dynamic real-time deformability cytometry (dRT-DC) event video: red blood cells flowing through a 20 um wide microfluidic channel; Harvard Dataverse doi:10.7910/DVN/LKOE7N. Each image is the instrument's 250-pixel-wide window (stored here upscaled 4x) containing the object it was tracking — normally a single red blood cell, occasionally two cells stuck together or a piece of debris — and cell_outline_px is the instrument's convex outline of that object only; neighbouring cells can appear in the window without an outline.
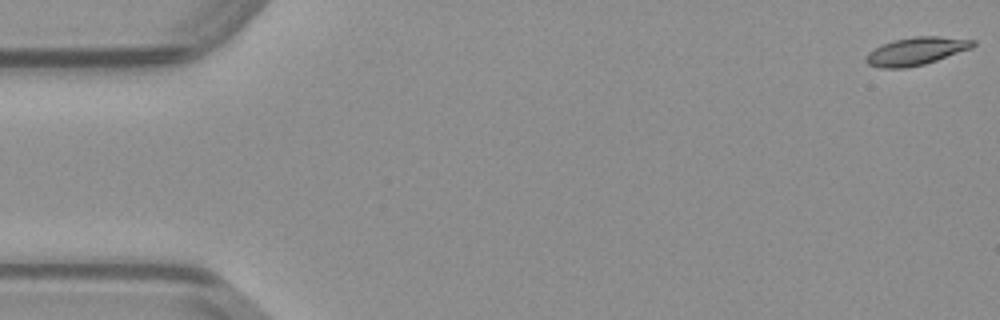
{"species": "common noctule bat (a hibernating species)", "species_latin": "Nyctalus noctula", "temperature_condition": "warm", "stored_images_in_passage": 50, "camera_frame_rate_fps": 3000, "um_per_image_px": 0.085, "animal": {"sex": "male", "body_mass_g": 23.1, "forearm_length_mm": 52.7}, "frame": {"image": 1, "passage_image": 1, "time_ms": 0.0, "image_size_px": [1000, 320], "cell_outline_px": [[976, 44], [972, 48], [924, 64], [904, 68], [880, 68], [868, 64], [864, 60], [868, 52], [884, 44], [896, 40], [916, 36], [940, 36], [976, 40]], "centroid_in_image_um": [77.89, 4.35], "position_along_channel_um": 7.1, "area_um2": 17.17}}
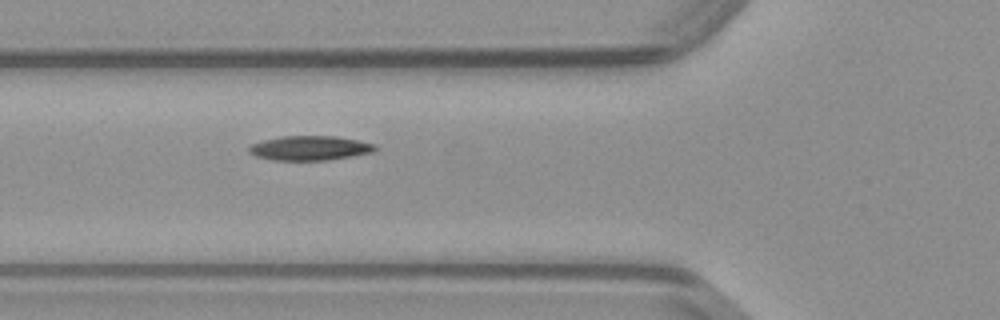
{"frame": {"image": 2, "passage_image": 18, "time_ms": 5.667, "image_size_px": [1000, 320], "cell_outline_px": [[376, 148], [372, 152], [352, 156], [328, 160], [272, 160], [256, 156], [248, 152], [248, 148], [252, 144], [264, 140], [280, 136], [336, 136], [376, 144]], "centroid_in_image_um": [26.32, 12.58], "position_along_channel_um": 99.5, "area_um2": 17.92}}
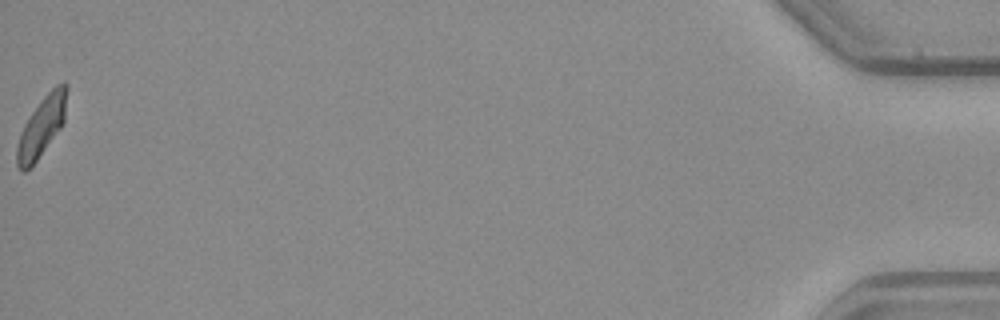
{"frame": {"image": 3, "passage_image": 50, "time_ms": 16.333, "image_size_px": [1000, 320], "cell_outline_px": [[68, 88], [64, 120], [60, 128], [36, 160], [24, 172], [20, 172], [16, 164], [16, 148], [20, 132], [24, 124], [40, 100], [56, 84], [64, 80], [68, 84]], "centroid_in_image_um": [3.54, 10.71], "position_along_channel_um": 431.7, "area_um2": 17.34}}